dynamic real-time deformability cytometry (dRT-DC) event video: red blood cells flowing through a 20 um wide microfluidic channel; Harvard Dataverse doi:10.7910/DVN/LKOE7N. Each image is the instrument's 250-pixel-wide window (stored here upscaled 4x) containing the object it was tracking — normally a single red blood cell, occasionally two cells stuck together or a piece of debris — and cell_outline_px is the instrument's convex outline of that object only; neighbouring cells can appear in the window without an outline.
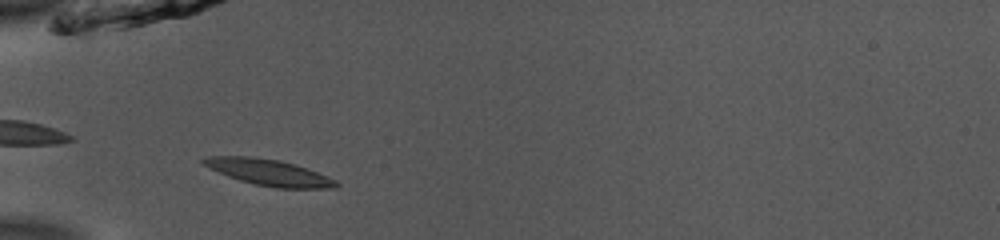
{"species": "common noctule bat (a hibernating species)", "species_latin": "Nyctalus noctula", "temperature_condition": "room temperature", "stored_images_in_passage": 34, "camera_frame_rate_fps": 3000, "um_per_image_px": 0.085, "animal": {"sex": "male", "body_mass_g": 13.0, "forearm_length_mm": 53.1}, "frame": {"image": 1, "passage_image": 2, "time_ms": 0.333, "image_size_px": [1000, 240], "cell_outline_px": [[340, 184], [336, 188], [276, 188], [256, 184], [240, 180], [228, 176], [204, 164], [200, 160], [208, 156], [252, 156], [280, 160], [296, 164], [308, 168], [336, 180]], "centroid_in_image_um": [22.91, 14.65], "position_along_channel_um": 62.1, "area_um2": 20.11}}
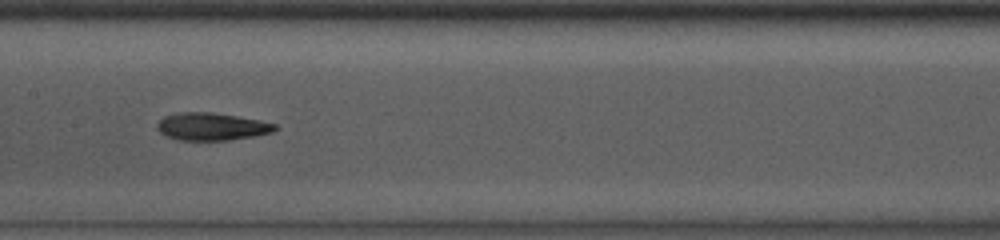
{"frame": {"image": 2, "passage_image": 12, "time_ms": 3.667, "image_size_px": [1000, 240], "cell_outline_px": [[280, 128], [272, 132], [256, 136], [228, 140], [176, 140], [164, 136], [156, 128], [156, 124], [164, 116], [180, 112], [208, 112], [236, 116], [260, 120], [276, 124]], "centroid_in_image_um": [17.98, 10.77], "position_along_channel_um": 189.4, "area_um2": 19.07}}
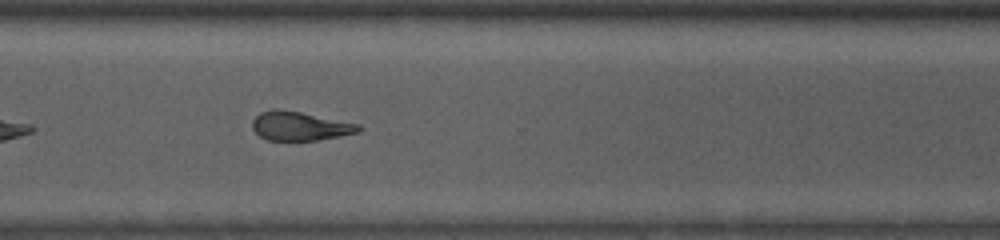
{"frame": {"image": 3, "passage_image": 24, "time_ms": 7.667, "image_size_px": [1000, 240], "cell_outline_px": [[364, 128], [360, 132], [340, 136], [316, 140], [268, 140], [260, 136], [252, 128], [252, 120], [260, 112], [276, 108], [300, 112], [360, 124]], "centroid_in_image_um": [25.51, 10.71], "position_along_channel_um": 345.1, "area_um2": 17.92}, "authors_computed_cell_mechanics": {"area_um2": 18.9006, "velocity_mm_per_s": 3.9146, "shape_relaxation_time_tau1_ms": 3.6694, "shape_relaxation_time_tau2_ms": 5.3281, "deformation_change_tau1": 0.1519, "deformation_change_tau2": 0.1408}}